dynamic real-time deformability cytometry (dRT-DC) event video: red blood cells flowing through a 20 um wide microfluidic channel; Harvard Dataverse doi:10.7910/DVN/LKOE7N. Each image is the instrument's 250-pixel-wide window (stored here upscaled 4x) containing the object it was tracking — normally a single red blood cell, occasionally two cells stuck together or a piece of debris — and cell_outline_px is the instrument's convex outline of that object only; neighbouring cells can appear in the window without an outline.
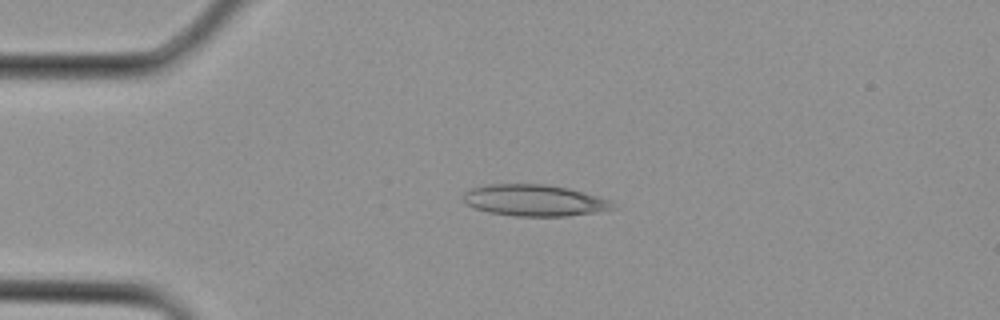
{"species": "Egyptian fruit bat (a non-hibernating species)", "species_latin": "Rousettus aegyptiacus", "temperature_condition": "cold", "stored_images_in_passage": 1, "camera_frame_rate_fps": 3000, "um_per_image_px": 0.085, "animal": {"sex": "female"}, "frame": {"image": 1, "passage_image": 1, "time_ms": 0.0, "image_size_px": [1000, 320], "cell_outline_px": [[616, 208], [600, 212], [564, 216], [516, 216], [488, 212], [476, 208], [468, 204], [460, 196], [464, 192], [472, 188], [488, 184], [544, 184], [568, 188], [596, 196], [608, 200]], "centroid_in_image_um": [45.39, 17.03], "position_along_channel_um": 39.6, "area_um2": 27.22}}